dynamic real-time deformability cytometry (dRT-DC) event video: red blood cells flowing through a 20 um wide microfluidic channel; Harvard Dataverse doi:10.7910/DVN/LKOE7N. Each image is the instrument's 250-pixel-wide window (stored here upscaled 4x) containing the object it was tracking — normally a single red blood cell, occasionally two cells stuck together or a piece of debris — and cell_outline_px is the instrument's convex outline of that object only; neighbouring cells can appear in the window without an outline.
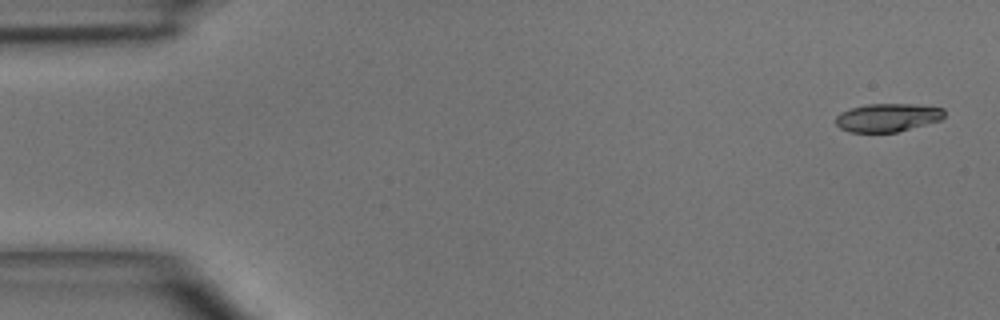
{"species": "common noctule bat (a hibernating species)", "species_latin": "Nyctalus noctula", "temperature_condition": "room temperature", "stored_images_in_passage": 3, "camera_frame_rate_fps": 3000, "um_per_image_px": 0.085, "animal": {"sex": "male", "body_mass_g": 15.6}, "frame": {"image": 1, "passage_image": 1, "time_ms": 0.0, "image_size_px": [1000, 320], "cell_outline_px": [[944, 116], [940, 120], [896, 132], [848, 132], [840, 128], [836, 124], [836, 116], [840, 112], [864, 104], [916, 104], [944, 108]], "centroid_in_image_um": [75.42, 9.98], "position_along_channel_um": 9.6, "area_um2": 17.86}}